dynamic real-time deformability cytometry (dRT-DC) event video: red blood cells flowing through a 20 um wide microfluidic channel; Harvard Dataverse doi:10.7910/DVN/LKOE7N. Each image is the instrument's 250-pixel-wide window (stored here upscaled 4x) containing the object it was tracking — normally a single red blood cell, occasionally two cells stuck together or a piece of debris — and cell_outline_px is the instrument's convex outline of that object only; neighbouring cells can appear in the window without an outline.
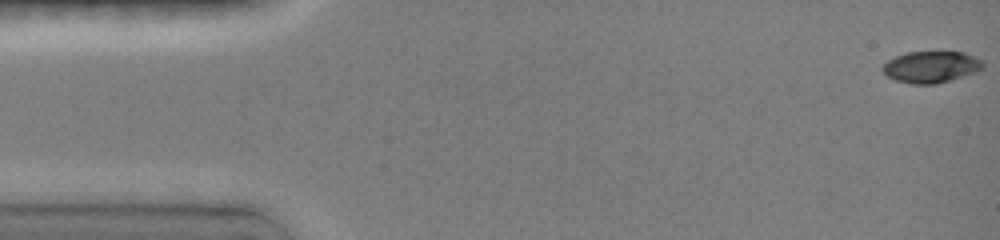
{"species": "common noctule bat (a hibernating species)", "species_latin": "Nyctalus noctula", "temperature_condition": "room temperature", "stored_images_in_passage": 57, "camera_frame_rate_fps": 3000, "um_per_image_px": 0.085, "animal": {"sex": "female", "body_mass_g": 19.0, "forearm_length_mm": 51.5}, "frame": {"image": 1, "passage_image": 1, "time_ms": 0.0, "image_size_px": [1000, 240], "cell_outline_px": [[984, 68], [976, 72], [936, 84], [912, 84], [896, 80], [888, 76], [880, 68], [888, 60], [896, 56], [908, 52], [964, 52], [984, 60]], "centroid_in_image_um": [79.17, 5.68], "position_along_channel_um": 5.8, "area_um2": 18.44}}
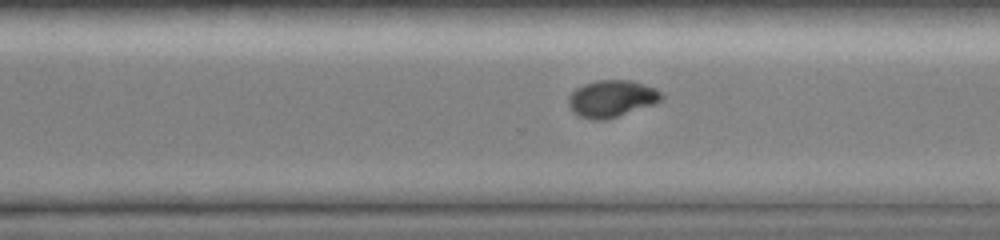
{"frame": {"image": 2, "passage_image": 39, "time_ms": 11.0, "image_size_px": [1000, 240], "cell_outline_px": [[664, 96], [660, 100], [652, 104], [604, 120], [592, 120], [580, 116], [572, 112], [568, 104], [568, 96], [576, 88], [584, 84], [596, 80], [632, 80], [656, 88]], "centroid_in_image_um": [51.95, 8.37], "position_along_channel_um": 318.7, "area_um2": 19.83}}
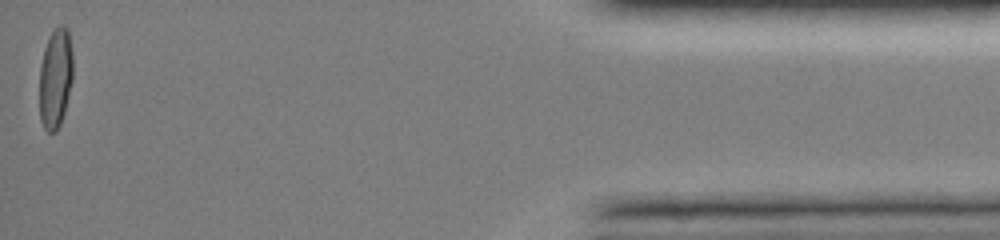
{"frame": {"image": 3, "passage_image": 57, "time_ms": 15.667, "image_size_px": [1000, 240], "cell_outline_px": [[72, 80], [64, 112], [60, 124], [56, 132], [48, 132], [44, 128], [40, 120], [40, 68], [44, 48], [48, 36], [60, 24], [64, 24], [68, 28], [72, 52]], "centroid_in_image_um": [4.71, 6.62], "position_along_channel_um": 430.5, "area_um2": 19.54}, "authors_computed_cell_mechanics": {"area_um2": 19.7098, "velocity_mm_per_s": 4.0133, "shape_relaxation_time_tau1_ms": 5.1614, "shape_relaxation_time_tau2_ms": 3.6716, "deformation_change_tau1": 0.1985, "deformation_change_tau2": 0.0306}}